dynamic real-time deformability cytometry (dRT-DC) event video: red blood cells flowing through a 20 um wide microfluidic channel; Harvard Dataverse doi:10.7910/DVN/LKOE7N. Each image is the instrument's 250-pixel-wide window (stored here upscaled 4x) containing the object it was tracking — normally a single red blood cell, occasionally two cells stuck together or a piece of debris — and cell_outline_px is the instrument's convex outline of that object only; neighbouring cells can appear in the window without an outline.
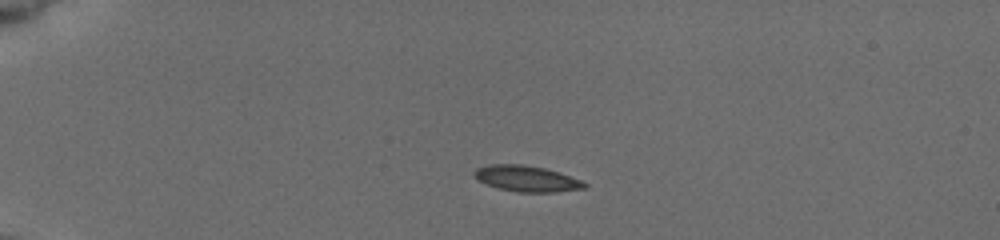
{"species": "common noctule bat (a hibernating species)", "species_latin": "Nyctalus noctula", "temperature_condition": "cold", "stored_images_in_passage": 31, "camera_frame_rate_fps": 3000, "um_per_image_px": 0.085, "animal": {"sex": "female", "body_mass_g": 19.5, "forearm_length_mm": 54.1}, "frame": {"image": 1, "passage_image": 4, "time_ms": 1.0, "image_size_px": [1000, 240], "cell_outline_px": [[588, 184], [584, 188], [556, 192], [516, 192], [496, 188], [476, 180], [472, 176], [472, 172], [476, 168], [488, 164], [524, 164], [544, 168], [580, 180]], "centroid_in_image_um": [44.66, 15.18], "position_along_channel_um": 40.3, "area_um2": 16.76}}
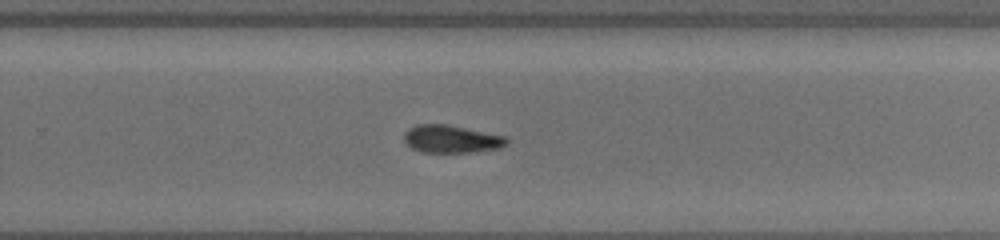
{"frame": {"image": 2, "passage_image": 16, "time_ms": 5.0, "image_size_px": [1000, 240], "cell_outline_px": [[508, 144], [500, 148], [472, 152], [420, 152], [412, 148], [404, 140], [404, 132], [408, 128], [420, 124], [444, 124], [508, 136]], "centroid_in_image_um": [38.39, 11.82], "position_along_channel_um": 291.4, "area_um2": 16.59}}
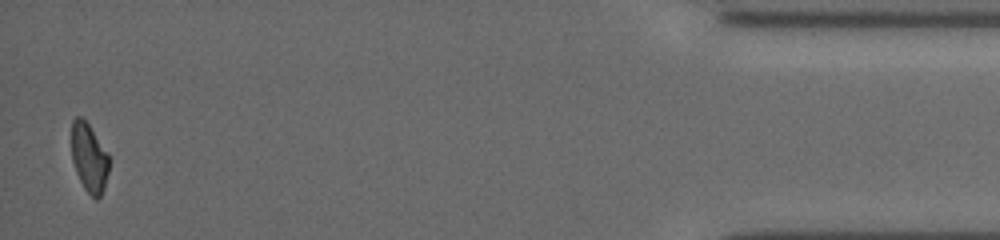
{"frame": {"image": 3, "passage_image": 31, "time_ms": 10.0, "image_size_px": [1000, 240], "cell_outline_px": [[108, 172], [104, 188], [100, 196], [96, 200], [84, 188], [76, 172], [72, 160], [72, 120], [76, 116], [80, 116], [88, 124], [108, 152]], "centroid_in_image_um": [7.57, 13.4], "position_along_channel_um": 427.6, "area_um2": 14.85}, "authors_computed_cell_mechanics": {"area_um2": 16.5886, "velocity_mm_per_s": 3.9331, "shape_relaxation_time_tau1_ms": 1.2768, "shape_relaxation_time_tau2_ms": 1.8254, "deformation_change_tau1": 0.0816, "deformation_change_tau2": 0.0752}}